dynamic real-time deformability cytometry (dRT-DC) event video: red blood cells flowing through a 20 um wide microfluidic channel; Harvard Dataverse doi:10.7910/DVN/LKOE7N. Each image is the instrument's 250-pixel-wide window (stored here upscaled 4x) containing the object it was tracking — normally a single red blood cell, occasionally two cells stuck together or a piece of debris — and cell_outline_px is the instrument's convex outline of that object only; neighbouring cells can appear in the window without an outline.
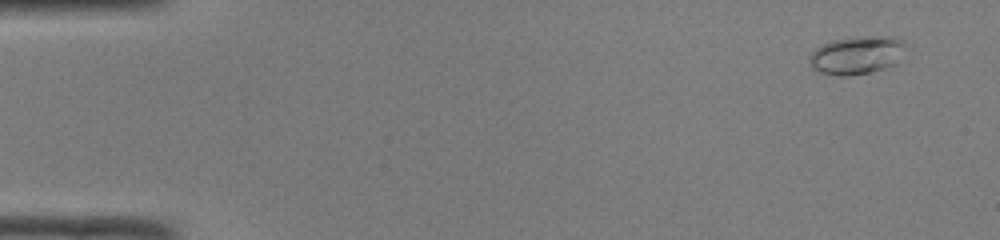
{"species": "common noctule bat (a hibernating species)", "species_latin": "Nyctalus noctula", "temperature_condition": "room temperature", "stored_images_in_passage": 48, "camera_frame_rate_fps": 3000, "um_per_image_px": 0.085, "animal": {"sex": "male", "body_mass_g": 19.0, "forearm_length_mm": 50.8}, "frame": {"image": 1, "passage_image": 1, "time_ms": 0.0, "image_size_px": [1000, 240], "cell_outline_px": [[908, 44], [896, 64], [884, 68], [868, 72], [848, 76], [840, 76], [820, 72], [812, 68], [808, 64], [808, 56], [816, 48], [832, 40], [864, 36], [892, 36], [904, 40]], "centroid_in_image_um": [72.84, 4.68], "position_along_channel_um": 12.2, "area_um2": 21.56}}
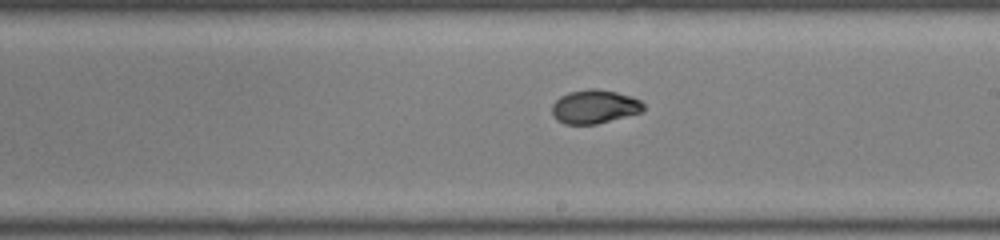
{"frame": {"image": 2, "passage_image": 27, "time_ms": 8.667, "image_size_px": [1000, 240], "cell_outline_px": [[644, 108], [640, 112], [596, 124], [564, 124], [556, 120], [552, 116], [552, 104], [560, 96], [568, 92], [588, 88], [596, 88], [616, 92], [632, 96], [640, 100], [644, 104]], "centroid_in_image_um": [50.49, 9.06], "position_along_channel_um": 238.5, "area_um2": 18.03}}
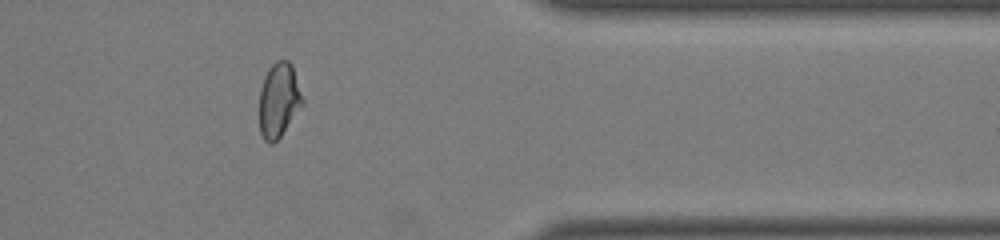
{"frame": {"image": 3, "passage_image": 39, "time_ms": 12.667, "image_size_px": [1000, 240], "cell_outline_px": [[304, 104], [280, 136], [272, 144], [268, 144], [264, 140], [260, 132], [260, 88], [264, 76], [268, 68], [276, 60], [288, 60], [292, 64], [304, 100]], "centroid_in_image_um": [23.7, 8.49], "position_along_channel_um": 387.7, "area_um2": 18.84}, "authors_computed_cell_mechanics": {"area_um2": 18.3226, "velocity_mm_per_s": 4.1085, "shape_relaxation_time_tau1_ms": 5.8405, "shape_relaxation_time_tau2_ms": 1.8592, "deformation_change_tau1": 0.1978, "deformation_change_tau2": 0.0458}}